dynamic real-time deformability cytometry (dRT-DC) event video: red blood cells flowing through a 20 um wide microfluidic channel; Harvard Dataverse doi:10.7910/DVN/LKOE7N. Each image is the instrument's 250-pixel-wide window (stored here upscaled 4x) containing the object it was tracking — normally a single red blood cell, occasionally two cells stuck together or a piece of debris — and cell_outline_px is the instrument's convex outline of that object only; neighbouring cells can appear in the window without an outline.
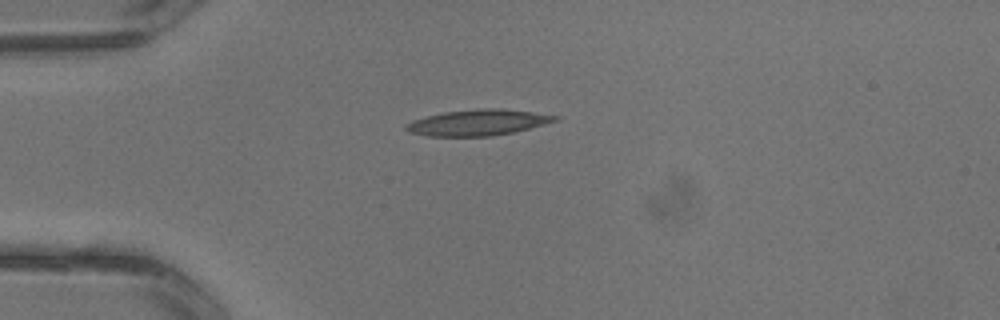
{"species": "common noctule bat (a hibernating species)", "species_latin": "Nyctalus noctula", "temperature_condition": "warm", "stored_images_in_passage": 5, "camera_frame_rate_fps": 3000, "um_per_image_px": 0.085, "animal": {"sex": "male", "body_mass_g": 13.3}, "frame": {"image": 1, "passage_image": 5, "time_ms": 1.333, "image_size_px": [1000, 320], "cell_outline_px": [[560, 120], [516, 132], [492, 136], [428, 136], [408, 132], [404, 128], [404, 124], [412, 120], [444, 112], [480, 108], [500, 108], [532, 112], [560, 116]], "centroid_in_image_um": [40.64, 10.42], "position_along_channel_um": 44.4, "area_um2": 22.72}}